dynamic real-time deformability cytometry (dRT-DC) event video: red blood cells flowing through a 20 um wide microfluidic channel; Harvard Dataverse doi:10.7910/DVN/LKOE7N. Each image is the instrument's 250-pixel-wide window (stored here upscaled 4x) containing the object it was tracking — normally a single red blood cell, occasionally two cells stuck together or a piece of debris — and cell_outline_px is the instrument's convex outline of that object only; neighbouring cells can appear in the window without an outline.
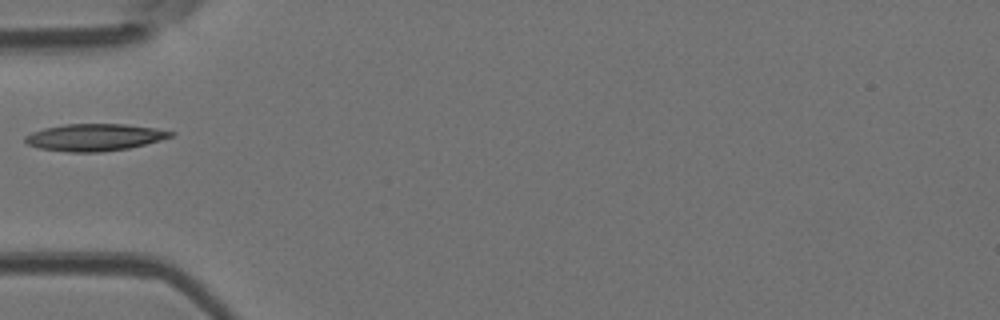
{"species": "Egyptian fruit bat (a non-hibernating species)", "species_latin": "Rousettus aegyptiacus", "temperature_condition": "room temperature", "stored_images_in_passage": 1, "camera_frame_rate_fps": 3000, "um_per_image_px": 0.085, "animal": {"sex": "female"}, "frame": {"image": 1, "passage_image": 1, "time_ms": 0.0, "image_size_px": [1000, 320], "cell_outline_px": [[176, 132], [172, 136], [160, 140], [128, 148], [100, 152], [68, 152], [40, 148], [28, 144], [24, 140], [24, 136], [32, 132], [44, 128], [64, 124], [124, 124], [156, 128]], "centroid_in_image_um": [8.03, 11.66], "position_along_channel_um": 77.0, "area_um2": 22.83}}